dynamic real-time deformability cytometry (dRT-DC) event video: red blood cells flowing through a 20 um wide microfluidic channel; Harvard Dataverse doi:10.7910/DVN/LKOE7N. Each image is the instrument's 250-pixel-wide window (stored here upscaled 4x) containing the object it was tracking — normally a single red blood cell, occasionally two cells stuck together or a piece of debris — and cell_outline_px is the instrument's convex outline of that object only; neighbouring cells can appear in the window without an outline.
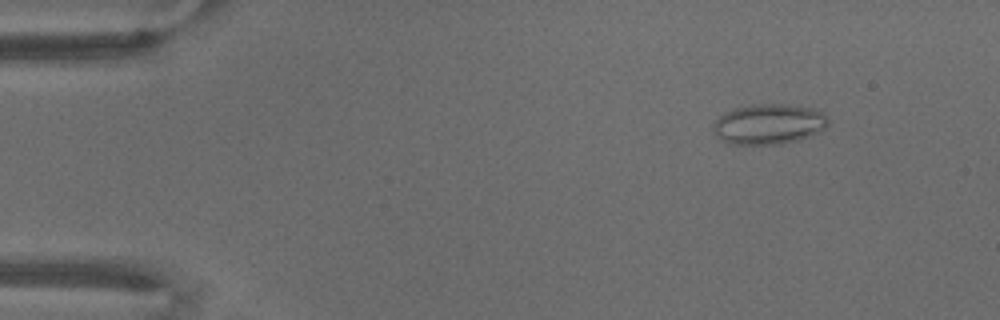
{"species": "common noctule bat (a hibernating species)", "species_latin": "Nyctalus noctula", "temperature_condition": "warm", "stored_images_in_passage": 70, "camera_frame_rate_fps": 3000, "um_per_image_px": 0.085, "animal": {"sex": "male", "body_mass_g": 18.8}, "frame": {"image": 1, "passage_image": 7, "time_ms": 2.0, "image_size_px": [1000, 320], "cell_outline_px": [[828, 124], [820, 132], [796, 140], [780, 144], [728, 144], [720, 140], [712, 132], [712, 124], [720, 116], [736, 108], [760, 104], [784, 104], [812, 108], [824, 112], [828, 116]], "centroid_in_image_um": [65.34, 10.56], "position_along_channel_um": 19.7, "area_um2": 26.99}}
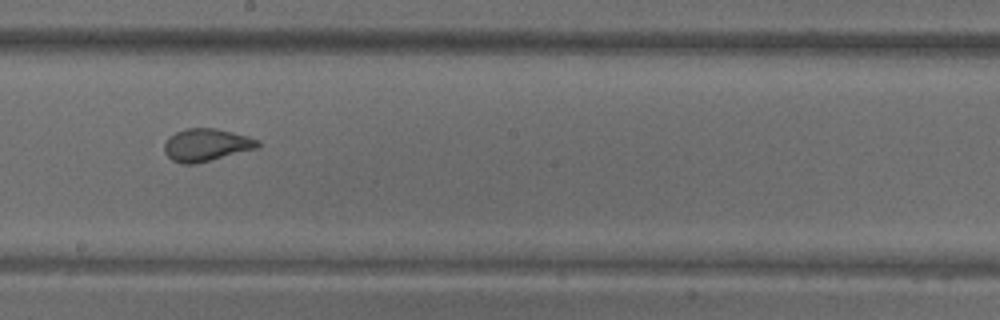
{"frame": {"image": 2, "passage_image": 39, "time_ms": 12.667, "image_size_px": [1000, 320], "cell_outline_px": [[260, 148], [196, 164], [180, 164], [172, 160], [164, 152], [164, 144], [168, 136], [184, 128], [216, 128], [248, 136], [260, 140]], "centroid_in_image_um": [17.55, 12.32], "position_along_channel_um": 230.6, "area_um2": 18.09}}
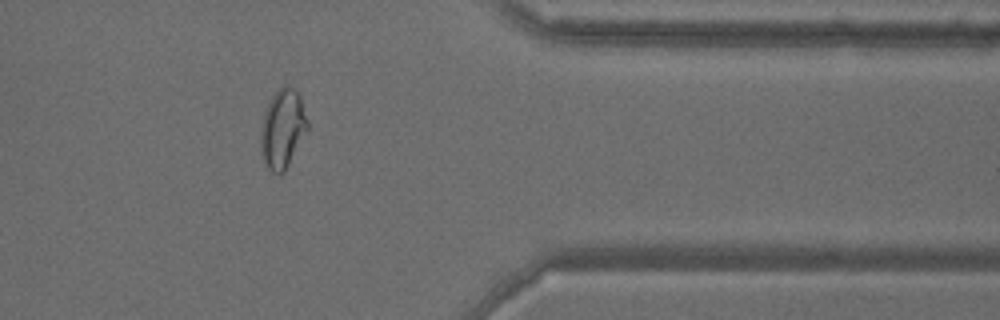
{"frame": {"image": 3, "passage_image": 57, "time_ms": 18.667, "image_size_px": [1000, 320], "cell_outline_px": [[308, 128], [284, 172], [280, 176], [272, 172], [268, 168], [260, 152], [260, 128], [264, 112], [272, 96], [284, 84], [288, 84], [300, 96], [308, 120]], "centroid_in_image_um": [24.0, 10.95], "position_along_channel_um": 387.4, "area_um2": 21.5}}